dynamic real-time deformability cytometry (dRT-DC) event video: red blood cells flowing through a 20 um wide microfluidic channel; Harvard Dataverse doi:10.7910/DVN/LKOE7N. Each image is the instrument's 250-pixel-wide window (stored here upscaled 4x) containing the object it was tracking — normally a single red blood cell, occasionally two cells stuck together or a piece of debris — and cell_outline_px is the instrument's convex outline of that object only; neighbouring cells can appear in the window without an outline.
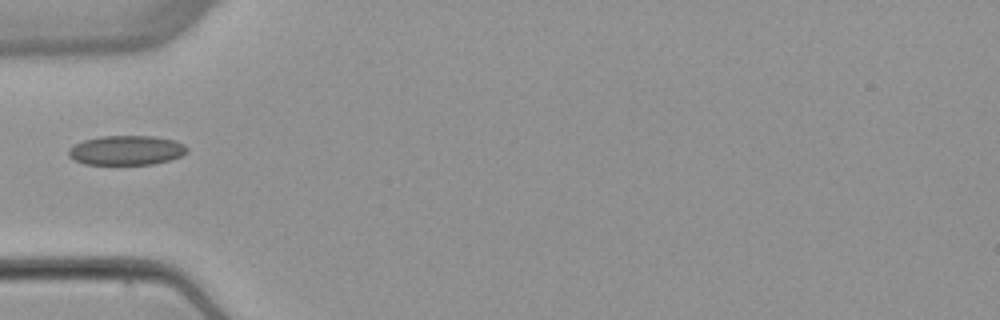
{"species": "common noctule bat (a hibernating species)", "species_latin": "Nyctalus noctula", "temperature_condition": "warm", "stored_images_in_passage": 3, "camera_frame_rate_fps": 3000, "um_per_image_px": 0.085, "animal": {"sex": "female", "body_mass_g": 22.7, "forearm_length_mm": 54.2}, "frame": {"image": 1, "passage_image": 2, "time_ms": 2.333, "image_size_px": [1000, 320], "cell_outline_px": [[188, 152], [180, 156], [168, 160], [152, 164], [84, 164], [68, 156], [68, 148], [84, 140], [100, 136], [152, 136], [176, 140], [184, 144], [188, 148]], "centroid_in_image_um": [10.75, 12.77], "position_along_channel_um": 74.2, "area_um2": 20.35}}
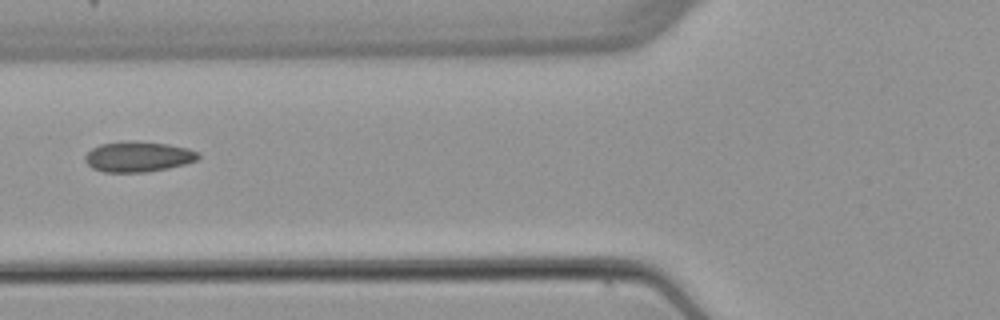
{"frame": {"image": 2, "passage_image": 3, "time_ms": 3.333, "image_size_px": [1000, 320], "cell_outline_px": [[200, 156], [196, 160], [184, 164], [168, 168], [144, 172], [104, 172], [92, 168], [84, 160], [84, 156], [92, 148], [100, 144], [168, 144], [188, 148], [200, 152]], "centroid_in_image_um": [11.76, 13.37], "position_along_channel_um": 114.0, "area_um2": 19.13}}